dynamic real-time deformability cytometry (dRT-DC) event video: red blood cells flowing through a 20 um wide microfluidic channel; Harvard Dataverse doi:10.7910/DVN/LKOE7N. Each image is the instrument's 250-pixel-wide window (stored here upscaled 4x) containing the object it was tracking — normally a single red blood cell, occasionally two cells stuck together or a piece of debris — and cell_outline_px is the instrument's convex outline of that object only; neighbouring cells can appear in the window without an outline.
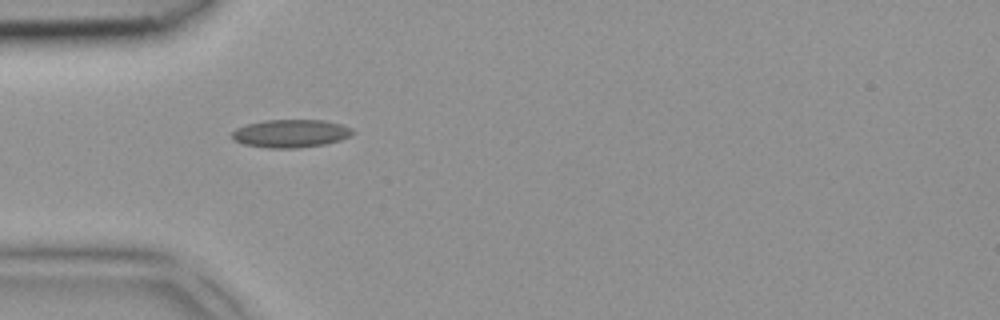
{"species": "common noctule bat (a hibernating species)", "species_latin": "Nyctalus noctula", "temperature_condition": "room temperature", "stored_images_in_passage": 3, "camera_frame_rate_fps": 3000, "um_per_image_px": 0.085, "animal": {"sex": "female", "body_mass_g": 18.4}, "frame": {"image": 1, "passage_image": 3, "time_ms": 0.667, "image_size_px": [1000, 320], "cell_outline_px": [[356, 132], [340, 140], [324, 144], [296, 148], [268, 148], [244, 144], [232, 140], [232, 132], [236, 128], [248, 124], [264, 120], [324, 120], [340, 124], [352, 128]], "centroid_in_image_um": [24.7, 11.34], "position_along_channel_um": 60.3, "area_um2": 19.65}}